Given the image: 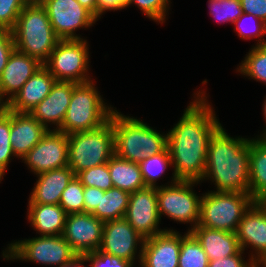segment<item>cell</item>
Masks as SVG:
<instances>
[{"label": "cell", "mask_w": 266, "mask_h": 267, "mask_svg": "<svg viewBox=\"0 0 266 267\" xmlns=\"http://www.w3.org/2000/svg\"><path fill=\"white\" fill-rule=\"evenodd\" d=\"M180 120L167 133L173 176L200 182L205 174L209 140L222 125L208 103L205 91L194 93Z\"/></svg>", "instance_id": "obj_1"}, {"label": "cell", "mask_w": 266, "mask_h": 267, "mask_svg": "<svg viewBox=\"0 0 266 267\" xmlns=\"http://www.w3.org/2000/svg\"><path fill=\"white\" fill-rule=\"evenodd\" d=\"M250 139L228 135L221 125L208 145L205 174L217 192H249Z\"/></svg>", "instance_id": "obj_2"}, {"label": "cell", "mask_w": 266, "mask_h": 267, "mask_svg": "<svg viewBox=\"0 0 266 267\" xmlns=\"http://www.w3.org/2000/svg\"><path fill=\"white\" fill-rule=\"evenodd\" d=\"M112 127L115 154L127 161L140 163L167 148V133L158 132L140 118L121 114L116 108L112 112Z\"/></svg>", "instance_id": "obj_3"}, {"label": "cell", "mask_w": 266, "mask_h": 267, "mask_svg": "<svg viewBox=\"0 0 266 267\" xmlns=\"http://www.w3.org/2000/svg\"><path fill=\"white\" fill-rule=\"evenodd\" d=\"M15 50L38 59L44 64L61 40L53 30L46 9L25 5L12 29Z\"/></svg>", "instance_id": "obj_4"}, {"label": "cell", "mask_w": 266, "mask_h": 267, "mask_svg": "<svg viewBox=\"0 0 266 267\" xmlns=\"http://www.w3.org/2000/svg\"><path fill=\"white\" fill-rule=\"evenodd\" d=\"M94 81L74 83L66 116L58 129L67 135L93 130L105 124L114 110L104 102Z\"/></svg>", "instance_id": "obj_5"}, {"label": "cell", "mask_w": 266, "mask_h": 267, "mask_svg": "<svg viewBox=\"0 0 266 267\" xmlns=\"http://www.w3.org/2000/svg\"><path fill=\"white\" fill-rule=\"evenodd\" d=\"M115 154L112 114L99 128L68 135V166L79 172L108 163Z\"/></svg>", "instance_id": "obj_6"}, {"label": "cell", "mask_w": 266, "mask_h": 267, "mask_svg": "<svg viewBox=\"0 0 266 267\" xmlns=\"http://www.w3.org/2000/svg\"><path fill=\"white\" fill-rule=\"evenodd\" d=\"M255 200L249 192H217L202 194L197 226L237 232L243 214Z\"/></svg>", "instance_id": "obj_7"}, {"label": "cell", "mask_w": 266, "mask_h": 267, "mask_svg": "<svg viewBox=\"0 0 266 267\" xmlns=\"http://www.w3.org/2000/svg\"><path fill=\"white\" fill-rule=\"evenodd\" d=\"M3 250V259L22 260L40 265L57 266L69 263L78 254L62 235L39 236L24 240H16Z\"/></svg>", "instance_id": "obj_8"}, {"label": "cell", "mask_w": 266, "mask_h": 267, "mask_svg": "<svg viewBox=\"0 0 266 267\" xmlns=\"http://www.w3.org/2000/svg\"><path fill=\"white\" fill-rule=\"evenodd\" d=\"M197 181L177 180L172 176L171 183L157 187L158 213L161 217L168 218L179 222L191 224L194 229L200 218V201L202 196H198L193 190Z\"/></svg>", "instance_id": "obj_9"}, {"label": "cell", "mask_w": 266, "mask_h": 267, "mask_svg": "<svg viewBox=\"0 0 266 267\" xmlns=\"http://www.w3.org/2000/svg\"><path fill=\"white\" fill-rule=\"evenodd\" d=\"M86 39L60 40L43 64L56 81L85 83L89 76V47Z\"/></svg>", "instance_id": "obj_10"}, {"label": "cell", "mask_w": 266, "mask_h": 267, "mask_svg": "<svg viewBox=\"0 0 266 267\" xmlns=\"http://www.w3.org/2000/svg\"><path fill=\"white\" fill-rule=\"evenodd\" d=\"M41 5L61 40L84 39L75 31L90 28L99 20L77 0H43Z\"/></svg>", "instance_id": "obj_11"}, {"label": "cell", "mask_w": 266, "mask_h": 267, "mask_svg": "<svg viewBox=\"0 0 266 267\" xmlns=\"http://www.w3.org/2000/svg\"><path fill=\"white\" fill-rule=\"evenodd\" d=\"M22 161L34 175L68 166V135L48 130Z\"/></svg>", "instance_id": "obj_12"}, {"label": "cell", "mask_w": 266, "mask_h": 267, "mask_svg": "<svg viewBox=\"0 0 266 267\" xmlns=\"http://www.w3.org/2000/svg\"><path fill=\"white\" fill-rule=\"evenodd\" d=\"M144 241L145 238L125 218H121L104 222L102 243L99 250L131 261L135 265L137 264L135 263L136 259L139 258L138 263L140 265ZM137 250L139 251L137 252Z\"/></svg>", "instance_id": "obj_13"}, {"label": "cell", "mask_w": 266, "mask_h": 267, "mask_svg": "<svg viewBox=\"0 0 266 267\" xmlns=\"http://www.w3.org/2000/svg\"><path fill=\"white\" fill-rule=\"evenodd\" d=\"M124 218L145 239L173 230L159 228L157 187L146 186L132 192Z\"/></svg>", "instance_id": "obj_14"}, {"label": "cell", "mask_w": 266, "mask_h": 267, "mask_svg": "<svg viewBox=\"0 0 266 267\" xmlns=\"http://www.w3.org/2000/svg\"><path fill=\"white\" fill-rule=\"evenodd\" d=\"M104 222L91 213L67 214L62 236L78 255L99 250Z\"/></svg>", "instance_id": "obj_15"}, {"label": "cell", "mask_w": 266, "mask_h": 267, "mask_svg": "<svg viewBox=\"0 0 266 267\" xmlns=\"http://www.w3.org/2000/svg\"><path fill=\"white\" fill-rule=\"evenodd\" d=\"M41 66L38 59L14 50L0 75V106L8 104Z\"/></svg>", "instance_id": "obj_16"}, {"label": "cell", "mask_w": 266, "mask_h": 267, "mask_svg": "<svg viewBox=\"0 0 266 267\" xmlns=\"http://www.w3.org/2000/svg\"><path fill=\"white\" fill-rule=\"evenodd\" d=\"M181 234L165 230L146 238L142 249L141 267H178Z\"/></svg>", "instance_id": "obj_17"}, {"label": "cell", "mask_w": 266, "mask_h": 267, "mask_svg": "<svg viewBox=\"0 0 266 267\" xmlns=\"http://www.w3.org/2000/svg\"><path fill=\"white\" fill-rule=\"evenodd\" d=\"M236 234L243 251L251 246L253 261L266 255V212L256 201L243 214Z\"/></svg>", "instance_id": "obj_18"}, {"label": "cell", "mask_w": 266, "mask_h": 267, "mask_svg": "<svg viewBox=\"0 0 266 267\" xmlns=\"http://www.w3.org/2000/svg\"><path fill=\"white\" fill-rule=\"evenodd\" d=\"M73 82L56 81L50 93L29 113L47 130H58L66 116L72 97Z\"/></svg>", "instance_id": "obj_19"}, {"label": "cell", "mask_w": 266, "mask_h": 267, "mask_svg": "<svg viewBox=\"0 0 266 267\" xmlns=\"http://www.w3.org/2000/svg\"><path fill=\"white\" fill-rule=\"evenodd\" d=\"M48 130L30 113L10 110L11 149L16 158L22 159Z\"/></svg>", "instance_id": "obj_20"}, {"label": "cell", "mask_w": 266, "mask_h": 267, "mask_svg": "<svg viewBox=\"0 0 266 267\" xmlns=\"http://www.w3.org/2000/svg\"><path fill=\"white\" fill-rule=\"evenodd\" d=\"M56 79L43 65L5 106L16 113H29L51 91Z\"/></svg>", "instance_id": "obj_21"}, {"label": "cell", "mask_w": 266, "mask_h": 267, "mask_svg": "<svg viewBox=\"0 0 266 267\" xmlns=\"http://www.w3.org/2000/svg\"><path fill=\"white\" fill-rule=\"evenodd\" d=\"M74 176L69 166L37 175L28 203L59 204L63 190Z\"/></svg>", "instance_id": "obj_22"}, {"label": "cell", "mask_w": 266, "mask_h": 267, "mask_svg": "<svg viewBox=\"0 0 266 267\" xmlns=\"http://www.w3.org/2000/svg\"><path fill=\"white\" fill-rule=\"evenodd\" d=\"M200 243L209 261L237 254L239 246L237 234L223 230L196 226L189 231Z\"/></svg>", "instance_id": "obj_23"}, {"label": "cell", "mask_w": 266, "mask_h": 267, "mask_svg": "<svg viewBox=\"0 0 266 267\" xmlns=\"http://www.w3.org/2000/svg\"><path fill=\"white\" fill-rule=\"evenodd\" d=\"M27 218L40 236L62 235L67 213L59 204L28 203Z\"/></svg>", "instance_id": "obj_24"}, {"label": "cell", "mask_w": 266, "mask_h": 267, "mask_svg": "<svg viewBox=\"0 0 266 267\" xmlns=\"http://www.w3.org/2000/svg\"><path fill=\"white\" fill-rule=\"evenodd\" d=\"M249 194L255 201L266 195V138H250Z\"/></svg>", "instance_id": "obj_25"}, {"label": "cell", "mask_w": 266, "mask_h": 267, "mask_svg": "<svg viewBox=\"0 0 266 267\" xmlns=\"http://www.w3.org/2000/svg\"><path fill=\"white\" fill-rule=\"evenodd\" d=\"M107 164L113 187L129 193L146 187L139 163L127 161L114 154Z\"/></svg>", "instance_id": "obj_26"}, {"label": "cell", "mask_w": 266, "mask_h": 267, "mask_svg": "<svg viewBox=\"0 0 266 267\" xmlns=\"http://www.w3.org/2000/svg\"><path fill=\"white\" fill-rule=\"evenodd\" d=\"M130 194L117 187L106 191L100 189L99 204L91 214L103 222L124 218Z\"/></svg>", "instance_id": "obj_27"}, {"label": "cell", "mask_w": 266, "mask_h": 267, "mask_svg": "<svg viewBox=\"0 0 266 267\" xmlns=\"http://www.w3.org/2000/svg\"><path fill=\"white\" fill-rule=\"evenodd\" d=\"M250 50L236 71L266 84V45H255Z\"/></svg>", "instance_id": "obj_28"}, {"label": "cell", "mask_w": 266, "mask_h": 267, "mask_svg": "<svg viewBox=\"0 0 266 267\" xmlns=\"http://www.w3.org/2000/svg\"><path fill=\"white\" fill-rule=\"evenodd\" d=\"M209 258L197 239L187 231L181 234L178 267H208Z\"/></svg>", "instance_id": "obj_29"}, {"label": "cell", "mask_w": 266, "mask_h": 267, "mask_svg": "<svg viewBox=\"0 0 266 267\" xmlns=\"http://www.w3.org/2000/svg\"><path fill=\"white\" fill-rule=\"evenodd\" d=\"M143 180L146 186L158 187L157 180L172 166L169 150L148 156L139 163Z\"/></svg>", "instance_id": "obj_30"}, {"label": "cell", "mask_w": 266, "mask_h": 267, "mask_svg": "<svg viewBox=\"0 0 266 267\" xmlns=\"http://www.w3.org/2000/svg\"><path fill=\"white\" fill-rule=\"evenodd\" d=\"M10 110L6 106L0 108V183L8 164L11 162V157L15 155L11 149L10 141Z\"/></svg>", "instance_id": "obj_31"}, {"label": "cell", "mask_w": 266, "mask_h": 267, "mask_svg": "<svg viewBox=\"0 0 266 267\" xmlns=\"http://www.w3.org/2000/svg\"><path fill=\"white\" fill-rule=\"evenodd\" d=\"M84 185L74 176L63 190L59 205L67 214L84 213Z\"/></svg>", "instance_id": "obj_32"}, {"label": "cell", "mask_w": 266, "mask_h": 267, "mask_svg": "<svg viewBox=\"0 0 266 267\" xmlns=\"http://www.w3.org/2000/svg\"><path fill=\"white\" fill-rule=\"evenodd\" d=\"M250 20V23L253 25H249L250 28L248 29V26L246 28L247 22ZM245 22H247L245 24ZM254 22V23H253ZM245 24V27H244ZM235 28L234 31L238 33V36L243 40H250L253 38H259L257 39L256 45H266V40H264L262 37L266 35V24L257 18L256 16H253L251 14L243 13L235 22H234ZM248 25V24H247ZM263 39V40H262Z\"/></svg>", "instance_id": "obj_33"}, {"label": "cell", "mask_w": 266, "mask_h": 267, "mask_svg": "<svg viewBox=\"0 0 266 267\" xmlns=\"http://www.w3.org/2000/svg\"><path fill=\"white\" fill-rule=\"evenodd\" d=\"M208 3L210 15L218 23L231 22V24H234L243 14L239 0H209Z\"/></svg>", "instance_id": "obj_34"}, {"label": "cell", "mask_w": 266, "mask_h": 267, "mask_svg": "<svg viewBox=\"0 0 266 267\" xmlns=\"http://www.w3.org/2000/svg\"><path fill=\"white\" fill-rule=\"evenodd\" d=\"M76 177L84 186L96 187L104 191L113 187L107 163L83 170Z\"/></svg>", "instance_id": "obj_35"}, {"label": "cell", "mask_w": 266, "mask_h": 267, "mask_svg": "<svg viewBox=\"0 0 266 267\" xmlns=\"http://www.w3.org/2000/svg\"><path fill=\"white\" fill-rule=\"evenodd\" d=\"M131 4L137 5L145 16L158 23H164L170 8V0H130Z\"/></svg>", "instance_id": "obj_36"}, {"label": "cell", "mask_w": 266, "mask_h": 267, "mask_svg": "<svg viewBox=\"0 0 266 267\" xmlns=\"http://www.w3.org/2000/svg\"><path fill=\"white\" fill-rule=\"evenodd\" d=\"M24 6L21 0H0V28L12 30Z\"/></svg>", "instance_id": "obj_37"}, {"label": "cell", "mask_w": 266, "mask_h": 267, "mask_svg": "<svg viewBox=\"0 0 266 267\" xmlns=\"http://www.w3.org/2000/svg\"><path fill=\"white\" fill-rule=\"evenodd\" d=\"M90 267H133L131 261L124 260L120 257L106 254L100 250L89 252L83 255Z\"/></svg>", "instance_id": "obj_38"}, {"label": "cell", "mask_w": 266, "mask_h": 267, "mask_svg": "<svg viewBox=\"0 0 266 267\" xmlns=\"http://www.w3.org/2000/svg\"><path fill=\"white\" fill-rule=\"evenodd\" d=\"M14 50L15 45L12 30L0 28V75Z\"/></svg>", "instance_id": "obj_39"}, {"label": "cell", "mask_w": 266, "mask_h": 267, "mask_svg": "<svg viewBox=\"0 0 266 267\" xmlns=\"http://www.w3.org/2000/svg\"><path fill=\"white\" fill-rule=\"evenodd\" d=\"M242 254H244V251L241 249L235 255L223 259L210 260L208 267H254V261L249 258L247 263Z\"/></svg>", "instance_id": "obj_40"}, {"label": "cell", "mask_w": 266, "mask_h": 267, "mask_svg": "<svg viewBox=\"0 0 266 267\" xmlns=\"http://www.w3.org/2000/svg\"><path fill=\"white\" fill-rule=\"evenodd\" d=\"M243 13L251 14L266 24V0H239Z\"/></svg>", "instance_id": "obj_41"}, {"label": "cell", "mask_w": 266, "mask_h": 267, "mask_svg": "<svg viewBox=\"0 0 266 267\" xmlns=\"http://www.w3.org/2000/svg\"><path fill=\"white\" fill-rule=\"evenodd\" d=\"M84 213H92L100 201V189L84 186Z\"/></svg>", "instance_id": "obj_42"}, {"label": "cell", "mask_w": 266, "mask_h": 267, "mask_svg": "<svg viewBox=\"0 0 266 267\" xmlns=\"http://www.w3.org/2000/svg\"><path fill=\"white\" fill-rule=\"evenodd\" d=\"M130 0H97V19L106 11L122 10L129 6Z\"/></svg>", "instance_id": "obj_43"}, {"label": "cell", "mask_w": 266, "mask_h": 267, "mask_svg": "<svg viewBox=\"0 0 266 267\" xmlns=\"http://www.w3.org/2000/svg\"><path fill=\"white\" fill-rule=\"evenodd\" d=\"M81 6L85 7L97 18V0H77Z\"/></svg>", "instance_id": "obj_44"}, {"label": "cell", "mask_w": 266, "mask_h": 267, "mask_svg": "<svg viewBox=\"0 0 266 267\" xmlns=\"http://www.w3.org/2000/svg\"><path fill=\"white\" fill-rule=\"evenodd\" d=\"M85 262L87 263L85 257L82 255H78L74 260L69 263L63 264L60 267H87L85 266Z\"/></svg>", "instance_id": "obj_45"}, {"label": "cell", "mask_w": 266, "mask_h": 267, "mask_svg": "<svg viewBox=\"0 0 266 267\" xmlns=\"http://www.w3.org/2000/svg\"><path fill=\"white\" fill-rule=\"evenodd\" d=\"M254 267H266V255L257 258L254 261Z\"/></svg>", "instance_id": "obj_46"}, {"label": "cell", "mask_w": 266, "mask_h": 267, "mask_svg": "<svg viewBox=\"0 0 266 267\" xmlns=\"http://www.w3.org/2000/svg\"><path fill=\"white\" fill-rule=\"evenodd\" d=\"M263 105H264V106H263L262 110H263V115H264V118H265V124H266V96H265ZM262 132H263L262 134L257 135V137H255V138H266V127H265V129H264ZM259 136H260V137H259Z\"/></svg>", "instance_id": "obj_47"}, {"label": "cell", "mask_w": 266, "mask_h": 267, "mask_svg": "<svg viewBox=\"0 0 266 267\" xmlns=\"http://www.w3.org/2000/svg\"><path fill=\"white\" fill-rule=\"evenodd\" d=\"M24 5H40L43 0H21Z\"/></svg>", "instance_id": "obj_48"}, {"label": "cell", "mask_w": 266, "mask_h": 267, "mask_svg": "<svg viewBox=\"0 0 266 267\" xmlns=\"http://www.w3.org/2000/svg\"><path fill=\"white\" fill-rule=\"evenodd\" d=\"M256 202L263 208V210L266 212V195L258 198Z\"/></svg>", "instance_id": "obj_49"}]
</instances>
